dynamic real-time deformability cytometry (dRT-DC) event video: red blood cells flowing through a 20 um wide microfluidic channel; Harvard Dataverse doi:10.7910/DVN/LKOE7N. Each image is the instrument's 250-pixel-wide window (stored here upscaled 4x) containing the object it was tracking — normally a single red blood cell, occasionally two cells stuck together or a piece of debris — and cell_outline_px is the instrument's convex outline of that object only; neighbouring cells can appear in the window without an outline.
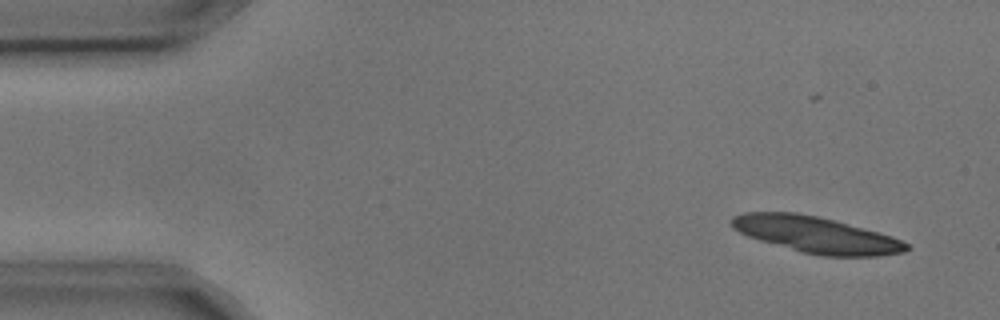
{"species": "common noctule bat (a hibernating species)", "species_latin": "Nyctalus noctula", "temperature_condition": "cold", "stored_images_in_passage": 4, "camera_frame_rate_fps": 3000, "um_per_image_px": 0.085, "animal": {"sex": "male", "body_mass_g": 17.9, "forearm_length_mm": 54.2}, "frame": {"image": 1, "passage_image": 1, "time_ms": 0.0, "image_size_px": [1000, 320], "cell_outline_px": [[912, 248], [904, 252], [880, 256], [820, 256], [804, 252], [760, 240], [748, 236], [732, 228], [728, 220], [732, 216], [744, 212], [796, 212], [816, 216], [832, 220], [892, 236], [908, 244]], "centroid_in_image_um": [69.34, 19.95], "position_along_channel_um": 15.7, "area_um2": 36.65}}